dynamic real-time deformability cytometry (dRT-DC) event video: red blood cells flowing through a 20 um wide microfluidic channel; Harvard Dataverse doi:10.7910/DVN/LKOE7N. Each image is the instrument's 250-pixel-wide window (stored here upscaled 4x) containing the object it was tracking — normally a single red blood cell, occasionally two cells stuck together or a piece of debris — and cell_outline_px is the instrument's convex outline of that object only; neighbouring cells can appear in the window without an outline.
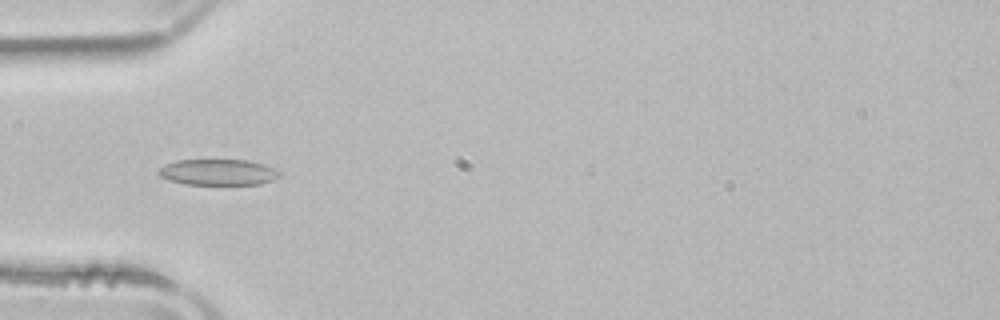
{"species": "common noctule bat (a hibernating species)", "species_latin": "Nyctalus noctula", "temperature_condition": "room temperature", "stored_images_in_passage": 50, "camera_frame_rate_fps": 3000, "um_per_image_px": 0.085, "animal": {"sex": "male", "body_mass_g": 21.5, "forearm_length_mm": 52.0}, "frame": {"image": 1, "passage_image": 15, "time_ms": 4.667, "image_size_px": [1000, 320], "cell_outline_px": [[280, 176], [272, 180], [260, 184], [184, 184], [168, 180], [160, 176], [156, 172], [164, 164], [176, 160], [248, 160], [264, 164], [280, 172]], "centroid_in_image_um": [18.5, 14.63], "position_along_channel_um": 66.5, "area_um2": 18.32}}
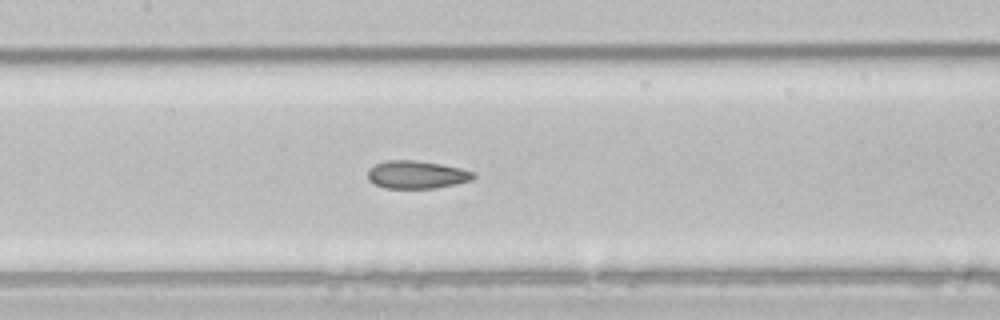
{"frame": {"image": 2, "passage_image": 23, "time_ms": 7.333, "image_size_px": [1000, 320], "cell_outline_px": [[476, 176], [472, 180], [456, 184], [436, 188], [384, 188], [368, 180], [368, 168], [384, 160], [416, 160], [440, 164], [460, 168], [476, 172]], "centroid_in_image_um": [35.43, 14.84], "position_along_channel_um": 172.0, "area_um2": 17.28}}
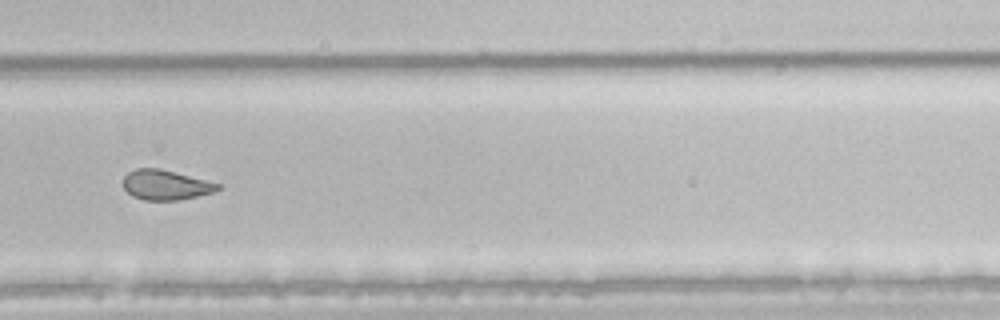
{"frame": {"image": 3, "passage_image": 34, "time_ms": 11.0, "image_size_px": [1000, 320], "cell_outline_px": [[220, 188], [212, 192], [196, 196], [176, 200], [144, 200], [132, 196], [124, 188], [124, 176], [128, 172], [136, 168], [160, 168], [220, 184]], "centroid_in_image_um": [14.04, 15.71], "position_along_channel_um": 315.8, "area_um2": 16.24}, "authors_computed_cell_mechanics": {"area_um2": 18.9006, "velocity_mm_per_s": 3.9375, "shape_relaxation_time_tau1_ms": null, "shape_relaxation_time_tau2_ms": 2.4074, "deformation_change_tau1": null, "deformation_change_tau2": 0.0849}}